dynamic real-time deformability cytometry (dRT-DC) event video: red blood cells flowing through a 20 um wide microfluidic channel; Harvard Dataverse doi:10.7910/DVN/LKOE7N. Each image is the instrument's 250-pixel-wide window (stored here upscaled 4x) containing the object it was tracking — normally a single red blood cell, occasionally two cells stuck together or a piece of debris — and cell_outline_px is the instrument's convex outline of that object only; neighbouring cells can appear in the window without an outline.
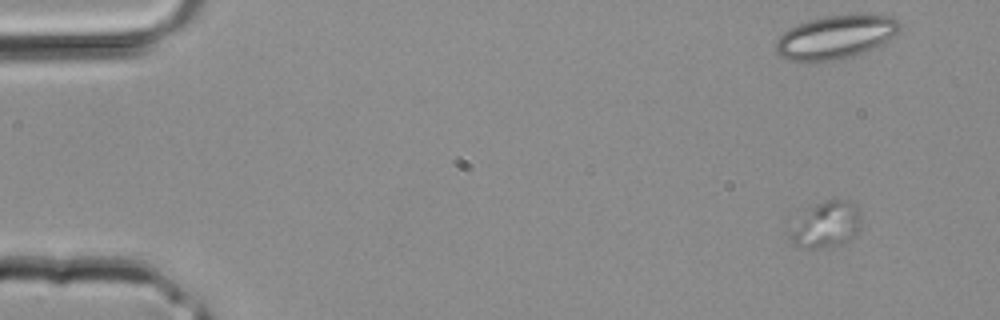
{"species": "common noctule bat (a hibernating species)", "species_latin": "Nyctalus noctula", "temperature_condition": "room temperature", "stored_images_in_passage": 3, "camera_frame_rate_fps": 3000, "um_per_image_px": 0.085, "animal": {"sex": "male", "body_mass_g": 20.4}, "frame": {"image": 1, "passage_image": 1, "time_ms": 0.0, "image_size_px": [1000, 320], "cell_outline_px": [[860, 228], [856, 236], [852, 240], [844, 244], [828, 248], [804, 248], [792, 244], [788, 236], [784, 220], [788, 216], [824, 200], [836, 196], [852, 200], [856, 204], [860, 220]], "centroid_in_image_um": [70.07, 19.05], "position_along_channel_um": 14.9, "area_um2": 21.44}}